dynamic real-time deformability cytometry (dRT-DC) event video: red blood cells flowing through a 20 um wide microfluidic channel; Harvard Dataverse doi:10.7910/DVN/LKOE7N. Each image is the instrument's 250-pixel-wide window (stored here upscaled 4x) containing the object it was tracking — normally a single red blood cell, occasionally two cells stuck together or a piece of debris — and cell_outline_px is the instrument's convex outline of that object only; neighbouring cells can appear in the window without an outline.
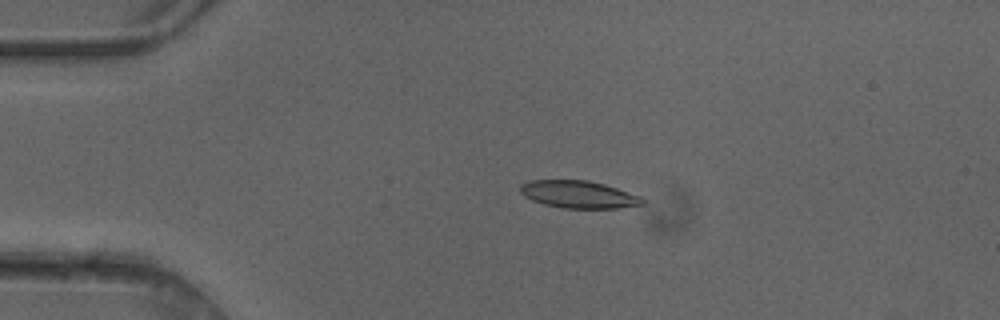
{"species": "common noctule bat (a hibernating species)", "species_latin": "Nyctalus noctula", "temperature_condition": "cold", "stored_images_in_passage": 3, "camera_frame_rate_fps": 3000, "um_per_image_px": 0.085, "animal": {"sex": "female"}, "frame": {"image": 1, "passage_image": 2, "time_ms": 0.333, "image_size_px": [1000, 320], "cell_outline_px": [[644, 204], [616, 208], [564, 208], [544, 204], [532, 200], [524, 196], [520, 192], [520, 184], [528, 180], [588, 180], [604, 184], [640, 196], [644, 200]], "centroid_in_image_um": [49.14, 16.52], "position_along_channel_um": 35.9, "area_um2": 19.42}}